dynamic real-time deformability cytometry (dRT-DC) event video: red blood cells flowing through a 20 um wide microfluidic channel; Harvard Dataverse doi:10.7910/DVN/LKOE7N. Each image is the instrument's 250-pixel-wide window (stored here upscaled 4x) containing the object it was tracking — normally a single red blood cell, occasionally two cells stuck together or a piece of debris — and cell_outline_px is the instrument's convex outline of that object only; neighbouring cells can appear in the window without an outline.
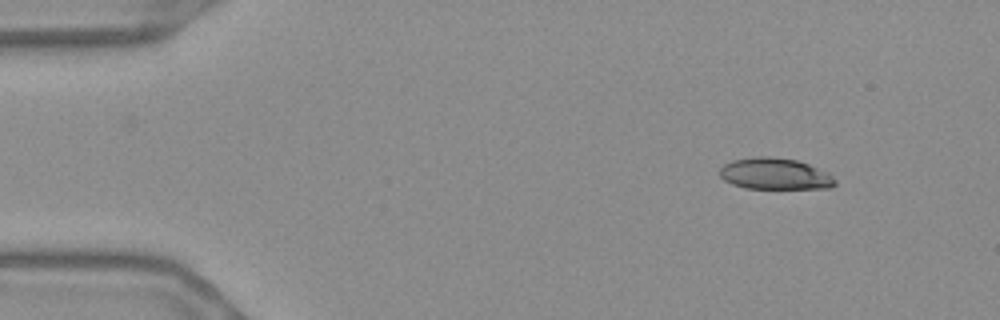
{"species": "Egyptian fruit bat (a non-hibernating species)", "species_latin": "Rousettus aegyptiacus", "temperature_condition": "warm", "stored_images_in_passage": 50, "camera_frame_rate_fps": 3000, "um_per_image_px": 0.085, "frame": {"image": 1, "passage_image": 1, "time_ms": 0.0, "image_size_px": [1000, 320], "cell_outline_px": [[836, 184], [832, 188], [744, 188], [732, 184], [724, 180], [720, 176], [720, 168], [724, 164], [732, 160], [756, 156], [772, 156], [796, 160], [808, 164], [828, 172], [836, 180]], "centroid_in_image_um": [65.87, 14.77], "position_along_channel_um": 19.1, "area_um2": 21.21}}
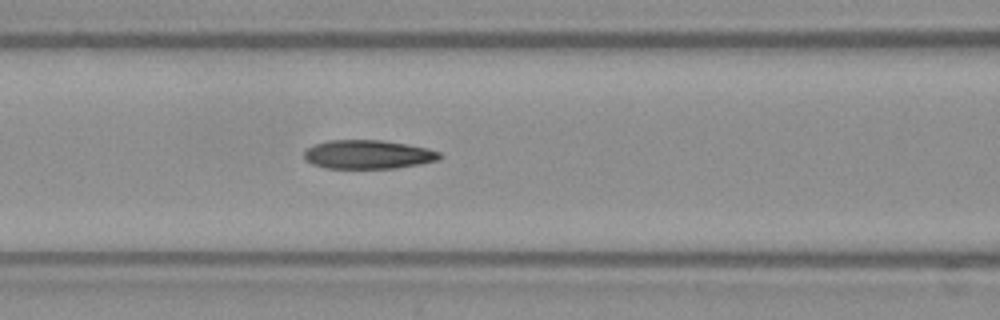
{"frame": {"image": 2, "passage_image": 18, "time_ms": 5.667, "image_size_px": [1000, 320], "cell_outline_px": [[444, 156], [436, 160], [420, 164], [396, 168], [324, 168], [312, 164], [304, 160], [304, 152], [312, 144], [328, 140], [380, 140], [408, 144], [428, 148], [440, 152]], "centroid_in_image_um": [31.27, 13.12], "position_along_channel_um": 135.3, "area_um2": 22.95}}
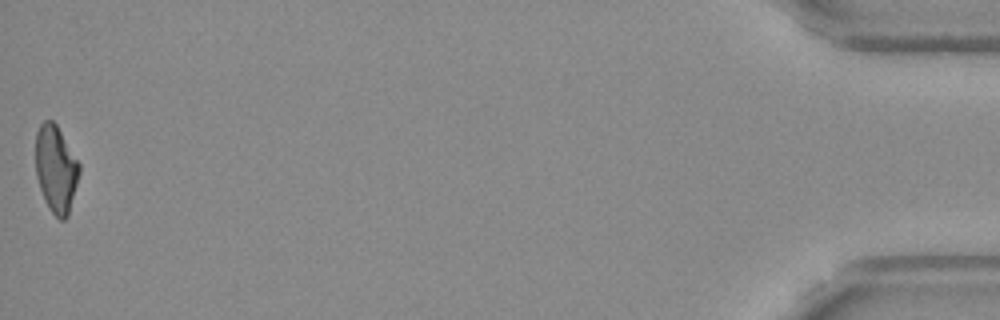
{"frame": {"image": 3, "passage_image": 50, "time_ms": 16.333, "image_size_px": [1000, 320], "cell_outline_px": [[80, 172], [68, 216], [64, 220], [60, 220], [48, 208], [44, 200], [36, 176], [36, 132], [40, 124], [44, 120], [52, 120], [56, 124], [80, 164]], "centroid_in_image_um": [4.75, 14.37], "position_along_channel_um": 430.5, "area_um2": 22.14}, "authors_computed_cell_mechanics": {"area_um2": 22.9466, "velocity_mm_per_s": 3.6843, "shape_relaxation_time_tau1_ms": null, "shape_relaxation_time_tau2_ms": 3.2678, "deformation_change_tau1": null, "deformation_change_tau2": 0.1171}}